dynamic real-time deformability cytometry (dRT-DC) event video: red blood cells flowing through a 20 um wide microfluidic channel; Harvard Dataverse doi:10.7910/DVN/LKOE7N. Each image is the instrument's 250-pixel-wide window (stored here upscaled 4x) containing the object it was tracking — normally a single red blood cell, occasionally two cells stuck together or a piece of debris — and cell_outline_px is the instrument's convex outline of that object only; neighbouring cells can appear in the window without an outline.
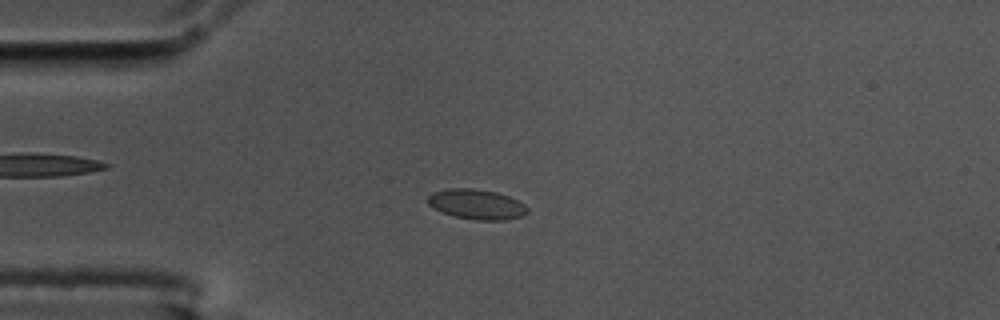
{"species": "common noctule bat (a hibernating species)", "species_latin": "Nyctalus noctula", "temperature_condition": "cold", "stored_images_in_passage": 50, "camera_frame_rate_fps": 3000, "um_per_image_px": 0.085, "animal": {"sex": "male", "body_mass_g": 17.5, "forearm_length_mm": 52.3}, "frame": {"image": 1, "passage_image": 8, "time_ms": 2.333, "image_size_px": [1000, 320], "cell_outline_px": [[528, 212], [520, 216], [504, 220], [476, 220], [452, 216], [440, 212], [432, 208], [428, 204], [428, 196], [432, 192], [448, 188], [472, 188], [496, 192], [508, 196], [524, 204], [528, 208]], "centroid_in_image_um": [40.46, 17.36], "position_along_channel_um": 44.5, "area_um2": 17.51}}
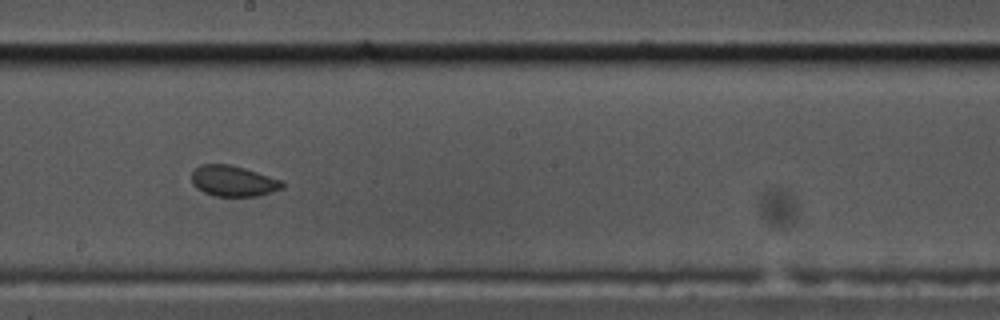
{"frame": {"image": 2, "passage_image": 25, "time_ms": 8.0, "image_size_px": [1000, 320], "cell_outline_px": [[284, 188], [260, 196], [216, 196], [204, 192], [196, 188], [192, 184], [192, 172], [200, 164], [232, 164], [284, 180]], "centroid_in_image_um": [19.86, 15.38], "position_along_channel_um": 228.3, "area_um2": 16.53}}
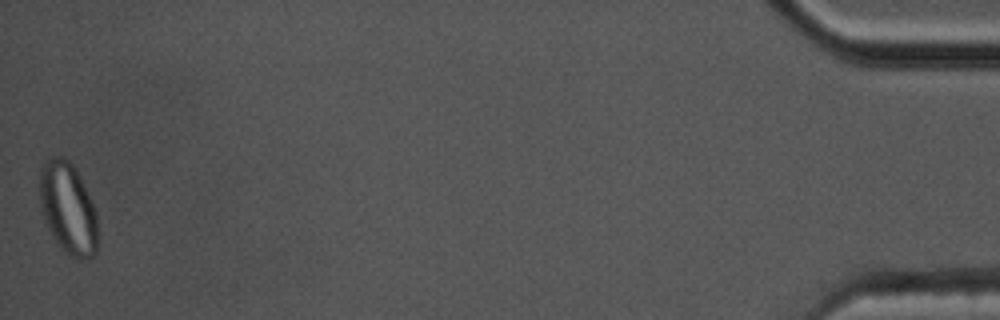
{"frame": {"image": 3, "passage_image": 50, "time_ms": 16.333, "image_size_px": [1000, 320], "cell_outline_px": [[96, 252], [92, 256], [80, 260], [64, 252], [60, 248], [52, 236], [40, 212], [40, 168], [52, 156], [64, 156], [76, 168], [96, 212]], "centroid_in_image_um": [5.75, 17.7], "position_along_channel_um": 429.5, "area_um2": 30.87}}